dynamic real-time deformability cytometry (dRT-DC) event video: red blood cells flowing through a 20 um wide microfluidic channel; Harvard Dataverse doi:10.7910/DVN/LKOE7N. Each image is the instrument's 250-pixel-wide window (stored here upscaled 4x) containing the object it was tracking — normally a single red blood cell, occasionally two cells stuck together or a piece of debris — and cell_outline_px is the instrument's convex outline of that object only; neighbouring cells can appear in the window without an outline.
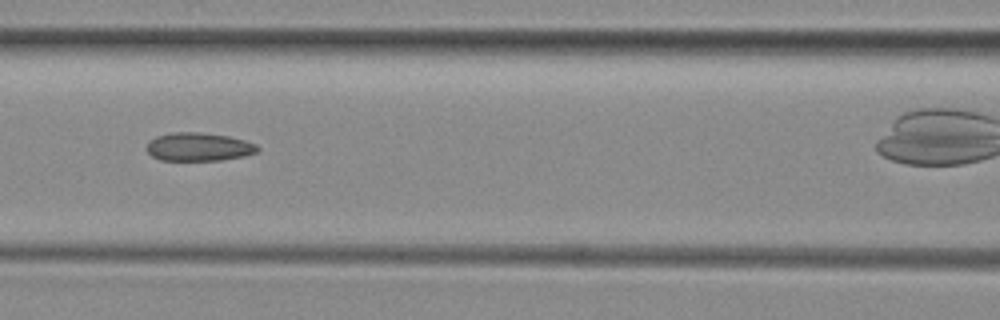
{"species": "common noctule bat (a hibernating species)", "species_latin": "Nyctalus noctula", "temperature_condition": "room temperature", "stored_images_in_passage": 20, "camera_frame_rate_fps": 3000, "um_per_image_px": 0.085, "animal": {"sex": "female", "body_mass_g": 29.2, "forearm_length_mm": 56.3}, "frame": {"image": 1, "passage_image": 8, "time_ms": 2.333, "image_size_px": [1000, 320], "cell_outline_px": [[260, 148], [256, 152], [244, 156], [220, 160], [160, 160], [152, 156], [148, 152], [148, 140], [156, 136], [172, 132], [200, 132], [228, 136], [244, 140], [256, 144]], "centroid_in_image_um": [16.88, 12.47], "position_along_channel_um": 149.7, "area_um2": 18.26}}
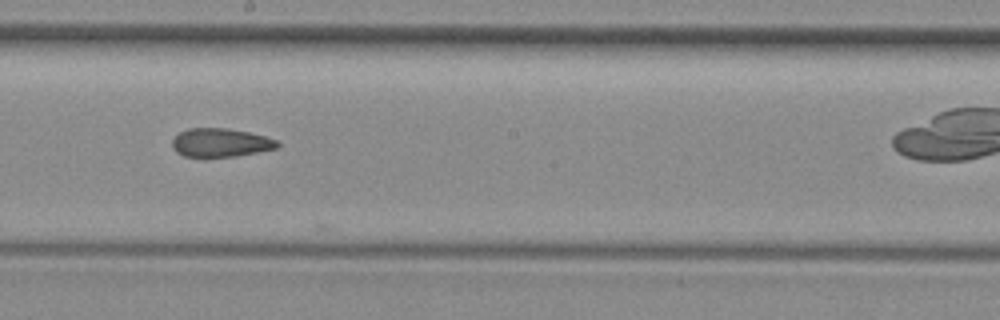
{"frame": {"image": 2, "passage_image": 14, "time_ms": 4.333, "image_size_px": [1000, 320], "cell_outline_px": [[280, 144], [276, 148], [236, 156], [184, 156], [176, 152], [172, 148], [172, 140], [180, 132], [188, 128], [228, 128], [248, 132], [264, 136], [276, 140]], "centroid_in_image_um": [18.72, 12.11], "position_along_channel_um": 229.5, "area_um2": 17.28}}
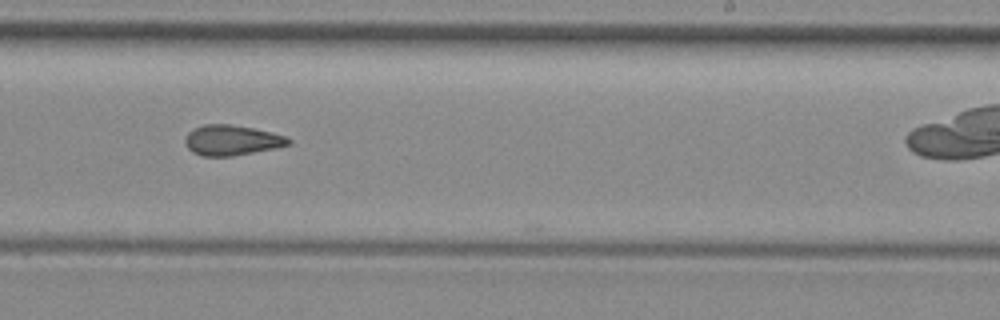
{"frame": {"image": 3, "passage_image": 17, "time_ms": 5.333, "image_size_px": [1000, 320], "cell_outline_px": [[292, 144], [276, 148], [232, 156], [200, 156], [192, 152], [188, 148], [184, 140], [188, 132], [192, 128], [204, 124], [232, 124], [272, 132], [288, 136], [292, 140]], "centroid_in_image_um": [19.71, 11.91], "position_along_channel_um": 269.3, "area_um2": 18.5}}